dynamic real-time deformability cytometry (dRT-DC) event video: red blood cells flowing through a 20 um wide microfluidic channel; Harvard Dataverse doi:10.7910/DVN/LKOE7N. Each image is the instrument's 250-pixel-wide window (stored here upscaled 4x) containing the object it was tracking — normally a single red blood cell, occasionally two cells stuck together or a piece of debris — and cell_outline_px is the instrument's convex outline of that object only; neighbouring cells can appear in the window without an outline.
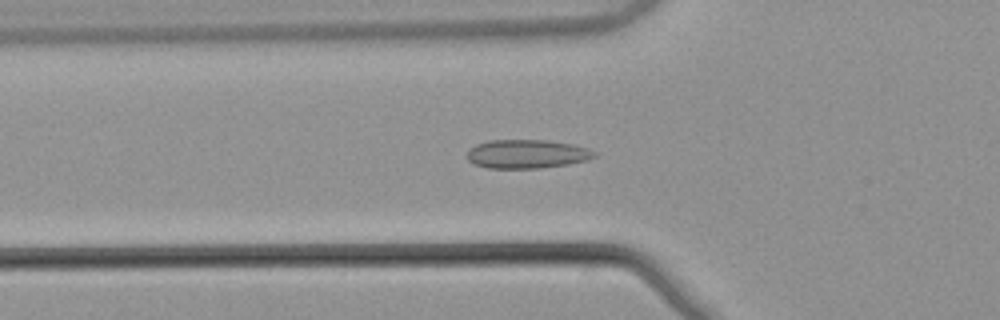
{"species": "common noctule bat (a hibernating species)", "species_latin": "Nyctalus noctula", "temperature_condition": "warm", "stored_images_in_passage": 52, "camera_frame_rate_fps": 3000, "um_per_image_px": 0.085, "animal": {"sex": "male", "body_mass_g": 21.5, "forearm_length_mm": 52.0}, "frame": {"image": 1, "passage_image": 18, "time_ms": 5.667, "image_size_px": [1000, 320], "cell_outline_px": [[596, 156], [588, 160], [568, 164], [540, 168], [488, 168], [472, 164], [468, 160], [468, 152], [476, 144], [488, 140], [548, 140], [572, 144], [588, 148], [596, 152]], "centroid_in_image_um": [44.8, 13.09], "position_along_channel_um": 81.0, "area_um2": 21.39}}
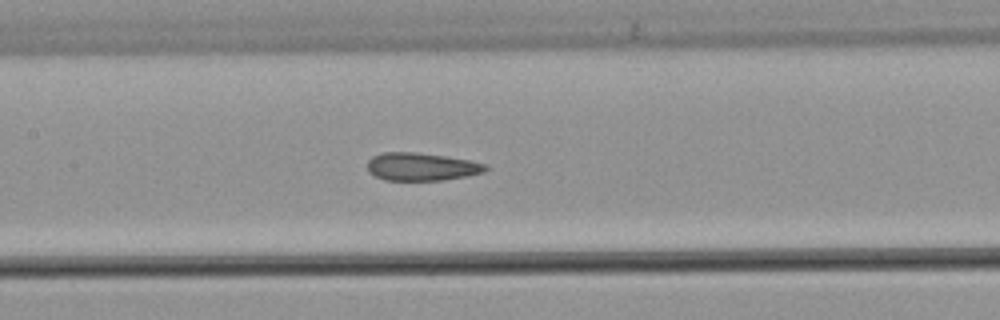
{"frame": {"image": 2, "passage_image": 25, "time_ms": 8.0, "image_size_px": [1000, 320], "cell_outline_px": [[488, 168], [484, 172], [468, 176], [444, 180], [384, 180], [368, 172], [368, 160], [372, 156], [384, 152], [416, 152], [444, 156], [468, 160], [488, 164]], "centroid_in_image_um": [35.83, 14.17], "position_along_channel_um": 171.6, "area_um2": 19.25}}
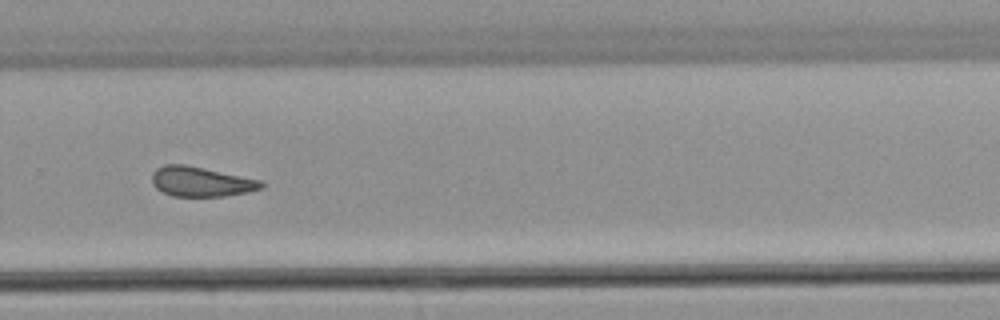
{"frame": {"image": 3, "passage_image": 36, "time_ms": 11.667, "image_size_px": [1000, 320], "cell_outline_px": [[264, 188], [248, 192], [224, 196], [172, 196], [156, 188], [152, 184], [152, 172], [156, 168], [164, 164], [184, 164], [264, 180]], "centroid_in_image_um": [17.11, 15.43], "position_along_channel_um": 312.7, "area_um2": 19.19}, "authors_computed_cell_mechanics": {"area_um2": 19.6809, "velocity_mm_per_s": 3.8676, "shape_relaxation_time_tau1_ms": null, "shape_relaxation_time_tau2_ms": 2.3662, "deformation_change_tau1": null, "deformation_change_tau2": 0.0694}}